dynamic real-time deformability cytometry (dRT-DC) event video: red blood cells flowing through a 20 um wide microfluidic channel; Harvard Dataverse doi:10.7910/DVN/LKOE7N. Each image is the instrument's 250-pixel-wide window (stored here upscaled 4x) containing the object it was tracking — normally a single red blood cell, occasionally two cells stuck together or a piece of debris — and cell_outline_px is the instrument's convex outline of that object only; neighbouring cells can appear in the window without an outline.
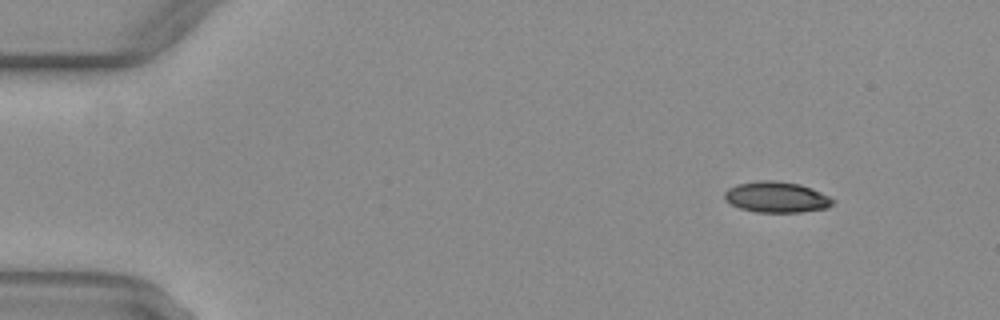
{"species": "common noctule bat (a hibernating species)", "species_latin": "Nyctalus noctula", "temperature_condition": "warm", "stored_images_in_passage": 47, "camera_frame_rate_fps": 3000, "um_per_image_px": 0.085, "animal": {"sex": "female", "body_mass_g": 29.2, "forearm_length_mm": 56.3}, "frame": {"image": 1, "passage_image": 2, "time_ms": 0.333, "image_size_px": [1000, 320], "cell_outline_px": [[836, 200], [828, 208], [800, 212], [756, 212], [740, 208], [724, 200], [724, 192], [728, 188], [736, 184], [756, 180], [776, 180], [800, 184], [812, 188]], "centroid_in_image_um": [65.99, 16.74], "position_along_channel_um": 19.0, "area_um2": 19.65}}
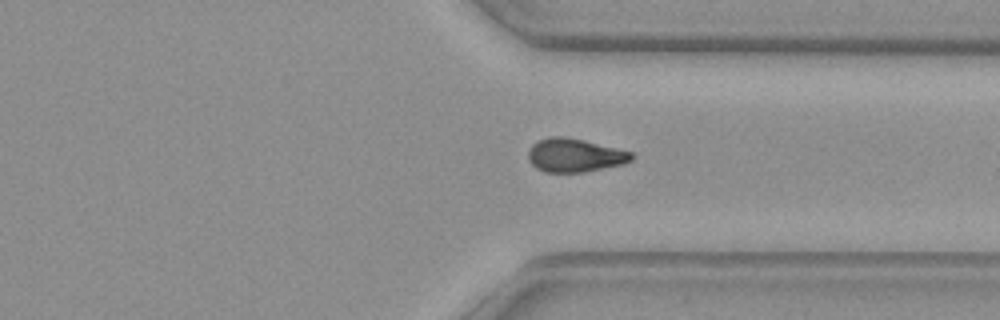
{"frame": {"image": 2, "passage_image": 35, "time_ms": 11.333, "image_size_px": [1000, 320], "cell_outline_px": [[636, 156], [632, 160], [624, 164], [584, 172], [544, 172], [536, 168], [528, 160], [528, 148], [536, 140], [548, 136], [564, 136], [584, 140], [632, 152]], "centroid_in_image_um": [48.83, 13.19], "position_along_channel_um": 362.6, "area_um2": 20.46}}
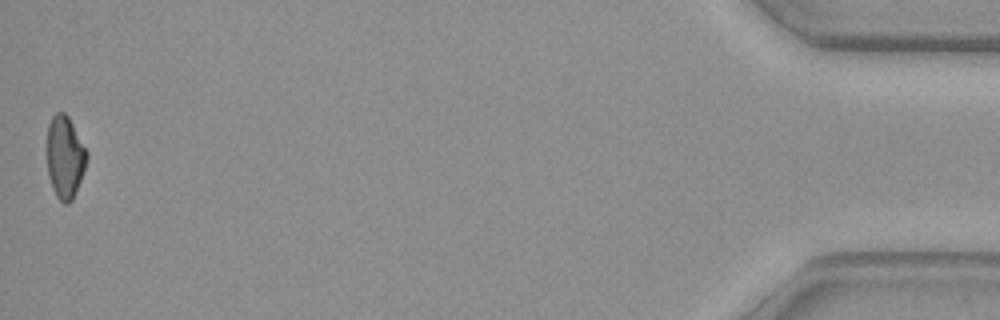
{"frame": {"image": 3, "passage_image": 47, "time_ms": 15.333, "image_size_px": [1000, 320], "cell_outline_px": [[88, 160], [76, 192], [72, 200], [68, 204], [64, 204], [56, 196], [52, 188], [48, 172], [48, 124], [52, 116], [56, 112], [64, 112], [68, 116], [88, 152]], "centroid_in_image_um": [5.54, 13.36], "position_along_channel_um": 429.7, "area_um2": 19.07}, "authors_computed_cell_mechanics": {"area_um2": 20.519, "velocity_mm_per_s": 4.1028, "shape_relaxation_time_tau1_ms": 10.8116, "shape_relaxation_time_tau2_ms": null, "deformation_change_tau1": 0.2171, "deformation_change_tau2": null}}